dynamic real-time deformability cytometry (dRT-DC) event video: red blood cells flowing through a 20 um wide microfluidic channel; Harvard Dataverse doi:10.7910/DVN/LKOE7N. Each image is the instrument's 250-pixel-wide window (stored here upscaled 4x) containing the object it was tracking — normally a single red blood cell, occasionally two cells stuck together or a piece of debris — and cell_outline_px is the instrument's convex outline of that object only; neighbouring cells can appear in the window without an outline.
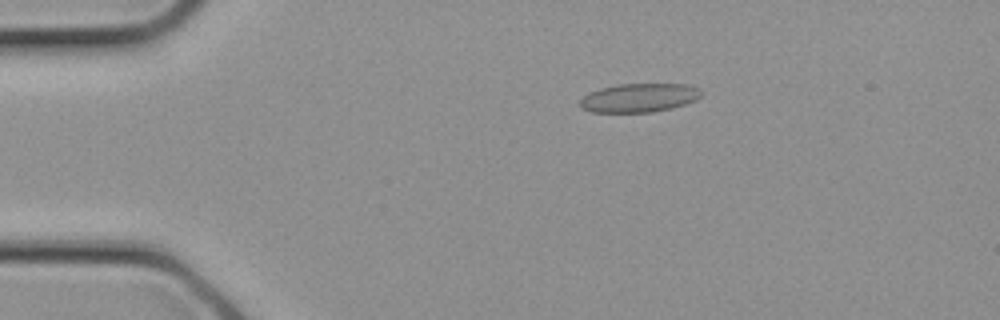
{"species": "common noctule bat (a hibernating species)", "species_latin": "Nyctalus noctula", "temperature_condition": "cold", "stored_images_in_passage": 24, "camera_frame_rate_fps": 3000, "um_per_image_px": 0.085, "animal": {"sex": "female", "body_mass_g": 21.9}, "frame": {"image": 1, "passage_image": 2, "time_ms": 0.333, "image_size_px": [1000, 320], "cell_outline_px": [[700, 96], [696, 100], [672, 108], [652, 112], [592, 112], [580, 108], [580, 100], [588, 92], [600, 88], [620, 84], [684, 84], [700, 88]], "centroid_in_image_um": [54.3, 8.31], "position_along_channel_um": 30.7, "area_um2": 20.29}}
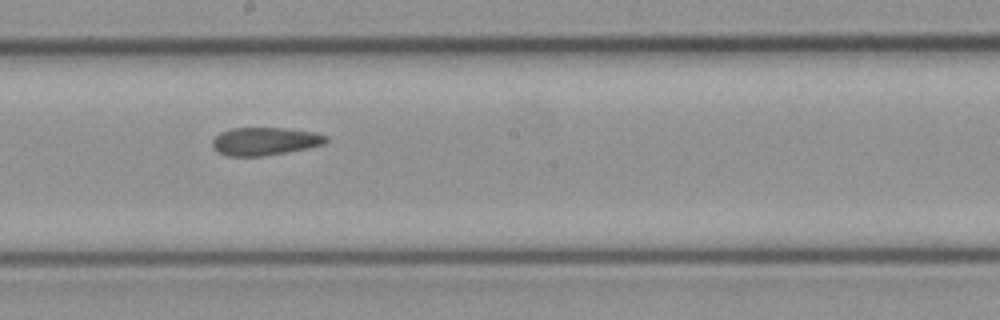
{"frame": {"image": 2, "passage_image": 12, "time_ms": 3.667, "image_size_px": [1000, 320], "cell_outline_px": [[328, 140], [324, 144], [308, 148], [264, 156], [228, 156], [216, 152], [212, 148], [212, 140], [220, 132], [232, 128], [288, 128], [316, 132], [328, 136]], "centroid_in_image_um": [22.51, 12.01], "position_along_channel_um": 225.7, "area_um2": 18.73}}
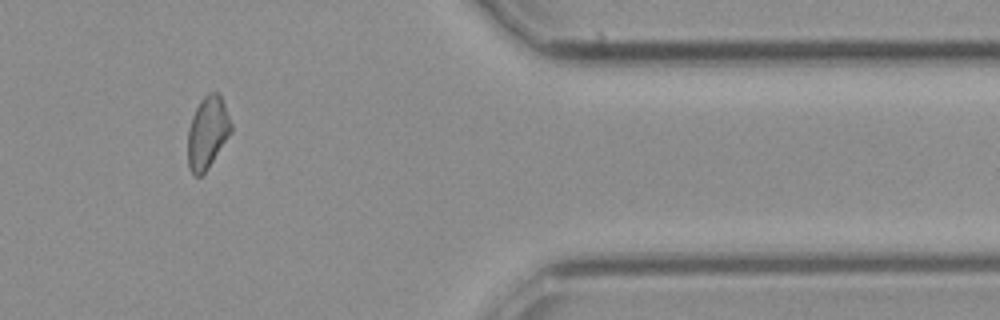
{"frame": {"image": 3, "passage_image": 20, "time_ms": 6.333, "image_size_px": [1000, 320], "cell_outline_px": [[232, 132], [208, 168], [200, 176], [196, 176], [188, 168], [188, 128], [192, 116], [200, 100], [208, 92], [216, 92], [220, 96], [224, 104], [232, 124]], "centroid_in_image_um": [17.63, 11.26], "position_along_channel_um": 393.8, "area_um2": 18.15}}